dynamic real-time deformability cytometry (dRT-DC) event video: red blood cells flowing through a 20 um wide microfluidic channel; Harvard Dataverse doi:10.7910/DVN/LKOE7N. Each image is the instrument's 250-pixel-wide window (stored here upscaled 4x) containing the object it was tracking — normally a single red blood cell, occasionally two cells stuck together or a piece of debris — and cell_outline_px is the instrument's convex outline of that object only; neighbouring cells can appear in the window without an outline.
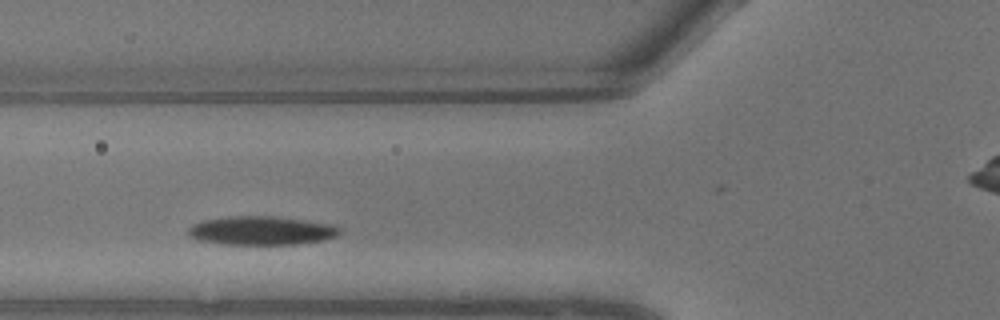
{"species": "common noctule bat (a hibernating species)", "species_latin": "Nyctalus noctula", "temperature_condition": "warm", "stored_images_in_passage": 6, "camera_frame_rate_fps": 3000, "um_per_image_px": 0.085, "animal": {"sex": "male", "body_mass_g": 13.3}, "frame": {"image": 1, "passage_image": 5, "time_ms": 1.333, "image_size_px": [1000, 320], "cell_outline_px": [[340, 232], [336, 236], [324, 240], [300, 244], [220, 244], [196, 240], [188, 236], [188, 228], [192, 224], [204, 220], [228, 216], [272, 216], [332, 224], [340, 228]], "centroid_in_image_um": [22.18, 19.61], "position_along_channel_um": 103.6, "area_um2": 25.43}}
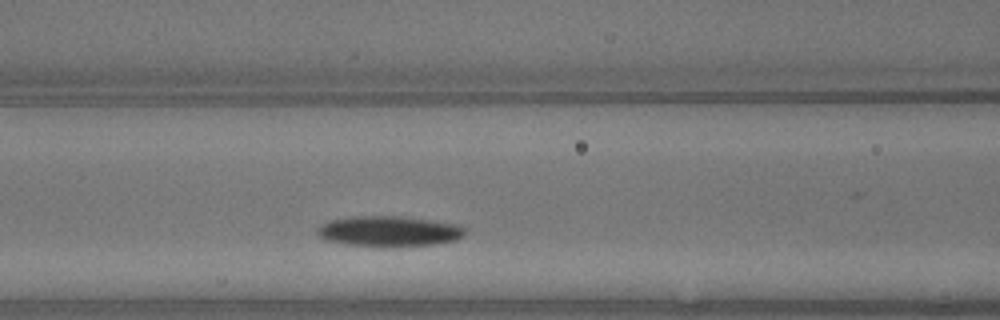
{"frame": {"image": 2, "passage_image": 6, "time_ms": 1.667, "image_size_px": [1000, 320], "cell_outline_px": [[464, 232], [456, 240], [432, 244], [388, 248], [348, 244], [324, 240], [316, 232], [316, 228], [320, 224], [328, 220], [352, 216], [400, 216], [460, 224], [464, 228]], "centroid_in_image_um": [33.0, 19.66], "position_along_channel_um": 133.6, "area_um2": 26.53}}